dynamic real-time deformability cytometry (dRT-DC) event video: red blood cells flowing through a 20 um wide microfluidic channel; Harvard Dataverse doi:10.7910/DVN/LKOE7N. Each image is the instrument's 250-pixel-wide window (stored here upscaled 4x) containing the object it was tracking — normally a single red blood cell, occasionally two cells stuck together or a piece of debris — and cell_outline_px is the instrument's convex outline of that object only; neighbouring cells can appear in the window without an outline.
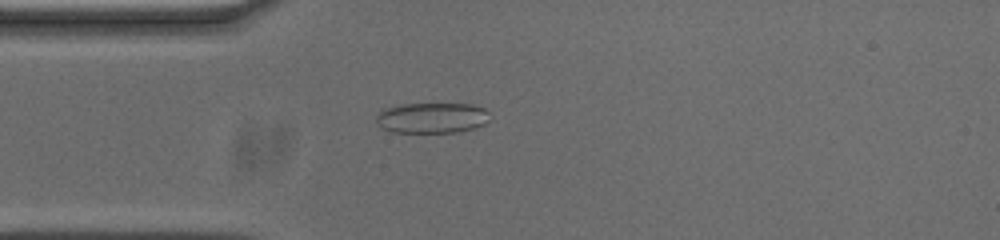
{"species": "common noctule bat (a hibernating species)", "species_latin": "Nyctalus noctula", "temperature_condition": "cold", "stored_images_in_passage": 53, "camera_frame_rate_fps": 3000, "um_per_image_px": 0.085, "animal": {"sex": "male", "body_mass_g": 20.0, "forearm_length_mm": 53.3}, "frame": {"image": 1, "passage_image": 13, "time_ms": 4.0, "image_size_px": [1000, 240], "cell_outline_px": [[492, 116], [484, 124], [460, 132], [392, 132], [380, 128], [376, 124], [376, 116], [380, 112], [388, 108], [400, 104], [472, 104], [484, 108]], "centroid_in_image_um": [36.72, 10.02], "position_along_channel_um": 48.3, "area_um2": 20.29}}
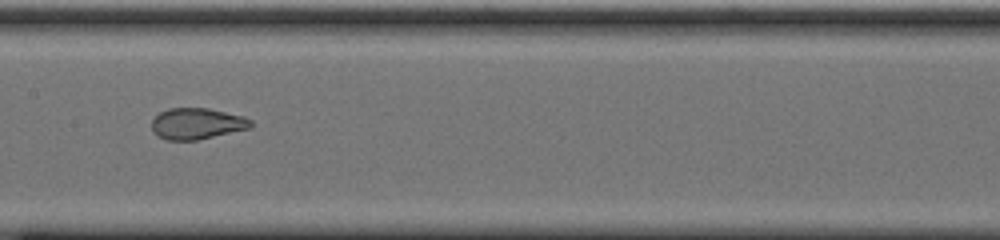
{"frame": {"image": 2, "passage_image": 25, "time_ms": 8.0, "image_size_px": [1000, 240], "cell_outline_px": [[252, 128], [196, 140], [168, 140], [156, 136], [152, 132], [152, 120], [160, 112], [168, 108], [208, 108], [244, 116], [252, 120]], "centroid_in_image_um": [16.74, 10.51], "position_along_channel_um": 190.7, "area_um2": 18.15}}
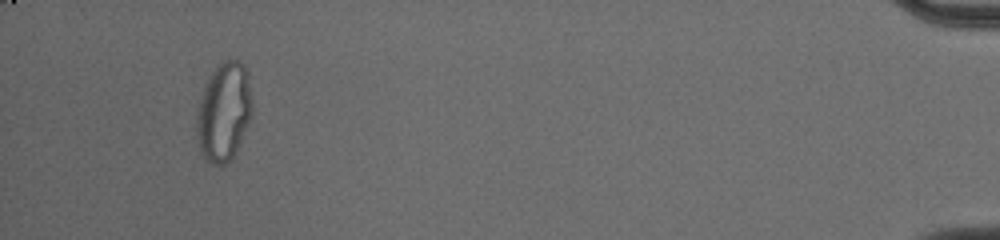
{"frame": {"image": 3, "passage_image": 50, "time_ms": 16.333, "image_size_px": [1000, 240], "cell_outline_px": [[252, 116], [232, 156], [224, 164], [212, 164], [200, 152], [196, 132], [196, 116], [200, 100], [208, 76], [224, 60], [240, 60], [244, 64], [248, 72], [252, 100]], "centroid_in_image_um": [19.03, 9.46], "position_along_channel_um": 416.2, "area_um2": 31.67}, "authors_computed_cell_mechanics": {"area_um2": 20.9236, "velocity_mm_per_s": 3.7056, "shape_relaxation_time_tau1_ms": null, "shape_relaxation_time_tau2_ms": 1.1013, "deformation_change_tau1": null, "deformation_change_tau2": 0.0551}}